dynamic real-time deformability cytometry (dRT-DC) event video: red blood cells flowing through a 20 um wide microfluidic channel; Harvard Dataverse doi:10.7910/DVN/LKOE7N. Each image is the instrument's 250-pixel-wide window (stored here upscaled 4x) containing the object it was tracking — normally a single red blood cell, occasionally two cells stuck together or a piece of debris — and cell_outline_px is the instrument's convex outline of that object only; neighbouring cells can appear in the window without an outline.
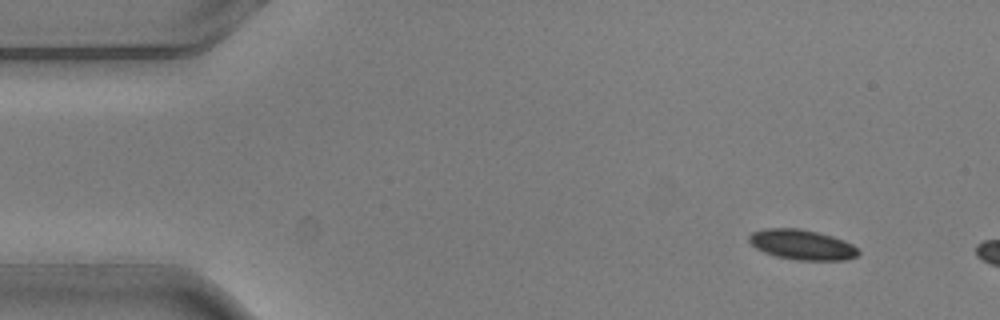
{"species": "common noctule bat (a hibernating species)", "species_latin": "Nyctalus noctula", "temperature_condition": "warm", "stored_images_in_passage": 3, "camera_frame_rate_fps": 3000, "um_per_image_px": 0.085, "animal": {"sex": "male", "body_mass_g": 20.5, "forearm_length_mm": 52.5}, "frame": {"image": 1, "passage_image": 1, "time_ms": 0.0, "image_size_px": [1000, 320], "cell_outline_px": [[860, 252], [856, 256], [848, 260], [796, 260], [776, 256], [764, 252], [756, 248], [748, 240], [748, 236], [752, 232], [764, 228], [800, 228], [832, 236], [844, 240], [852, 244]], "centroid_in_image_um": [68.16, 20.79], "position_along_channel_um": 16.8, "area_um2": 19.19}}